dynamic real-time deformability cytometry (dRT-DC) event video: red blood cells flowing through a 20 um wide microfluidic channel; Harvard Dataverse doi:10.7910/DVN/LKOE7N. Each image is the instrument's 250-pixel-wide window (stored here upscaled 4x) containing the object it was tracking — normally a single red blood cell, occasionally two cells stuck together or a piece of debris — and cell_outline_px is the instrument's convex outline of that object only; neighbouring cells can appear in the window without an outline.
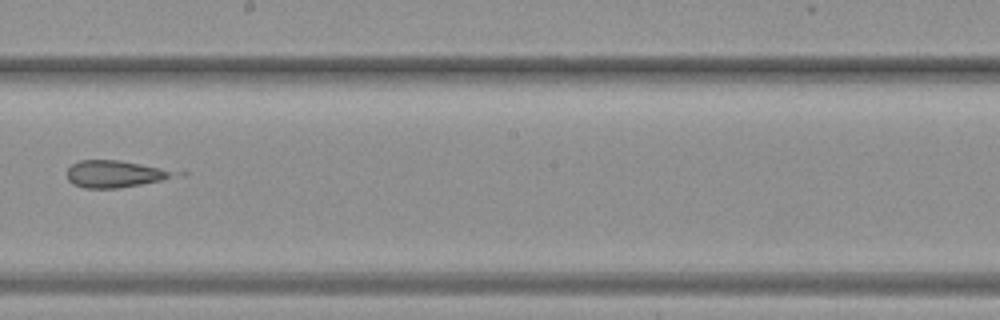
{"species": "common noctule bat (a hibernating species)", "species_latin": "Nyctalus noctula", "temperature_condition": "warm", "stored_images_in_passage": 37, "camera_frame_rate_fps": 3000, "um_per_image_px": 0.085, "animal": {"sex": "female", "body_mass_g": 19.3, "forearm_length_mm": 54.1}, "frame": {"image": 1, "passage_image": 22, "time_ms": 7.0, "image_size_px": [1000, 320], "cell_outline_px": [[168, 176], [160, 180], [120, 188], [84, 188], [72, 184], [68, 180], [68, 168], [72, 164], [80, 160], [120, 160], [160, 168], [168, 172]], "centroid_in_image_um": [9.55, 14.79], "position_along_channel_um": 238.6, "area_um2": 16.13}}